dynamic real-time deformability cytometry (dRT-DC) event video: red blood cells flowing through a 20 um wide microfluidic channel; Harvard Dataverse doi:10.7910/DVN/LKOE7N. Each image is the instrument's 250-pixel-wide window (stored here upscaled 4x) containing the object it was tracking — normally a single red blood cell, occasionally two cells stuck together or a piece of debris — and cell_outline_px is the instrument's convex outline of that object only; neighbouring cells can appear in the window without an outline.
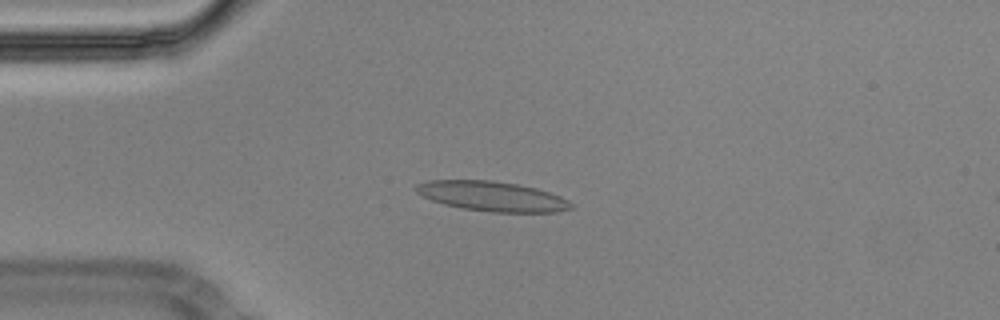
{"species": "Egyptian fruit bat (a non-hibernating species)", "species_latin": "Rousettus aegyptiacus", "temperature_condition": "cold", "stored_images_in_passage": 47, "camera_frame_rate_fps": 3000, "um_per_image_px": 0.085, "animal": {"sex": "male"}, "frame": {"image": 1, "passage_image": 5, "time_ms": 1.333, "image_size_px": [1000, 320], "cell_outline_px": [[572, 208], [556, 212], [492, 212], [460, 208], [444, 204], [420, 196], [416, 192], [416, 184], [428, 180], [492, 180], [516, 184], [536, 188], [560, 196], [568, 200], [572, 204]], "centroid_in_image_um": [41.79, 16.68], "position_along_channel_um": 43.2, "area_um2": 26.93}}
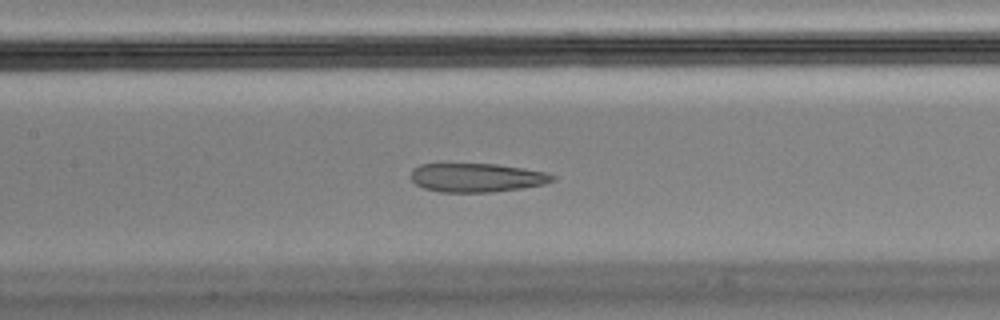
{"frame": {"image": 2, "passage_image": 17, "time_ms": 5.333, "image_size_px": [1000, 320], "cell_outline_px": [[556, 180], [544, 184], [520, 188], [492, 192], [440, 192], [424, 188], [416, 184], [412, 180], [412, 168], [420, 164], [496, 164], [524, 168], [548, 172], [556, 176]], "centroid_in_image_um": [40.56, 15.09], "position_along_channel_um": 166.8, "area_um2": 23.81}}
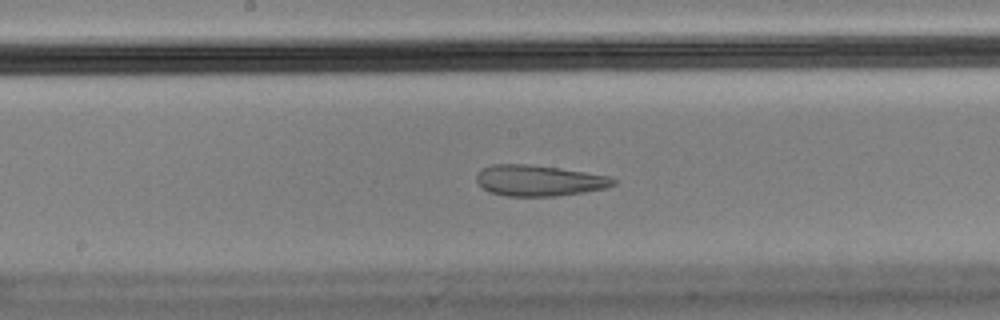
{"frame": {"image": 3, "passage_image": 20, "time_ms": 6.333, "image_size_px": [1000, 320], "cell_outline_px": [[616, 184], [604, 188], [584, 192], [556, 196], [508, 196], [488, 192], [476, 180], [476, 176], [480, 168], [492, 164], [528, 164], [560, 168], [608, 176], [616, 180]], "centroid_in_image_um": [45.78, 15.34], "position_along_channel_um": 202.4, "area_um2": 24.62}, "authors_computed_cell_mechanics": {"area_um2": 27.1082, "velocity_mm_per_s": 3.5539, "shape_relaxation_time_tau1_ms": null, "shape_relaxation_time_tau2_ms": 1.8149, "deformation_change_tau1": null, "deformation_change_tau2": 0.0957}}